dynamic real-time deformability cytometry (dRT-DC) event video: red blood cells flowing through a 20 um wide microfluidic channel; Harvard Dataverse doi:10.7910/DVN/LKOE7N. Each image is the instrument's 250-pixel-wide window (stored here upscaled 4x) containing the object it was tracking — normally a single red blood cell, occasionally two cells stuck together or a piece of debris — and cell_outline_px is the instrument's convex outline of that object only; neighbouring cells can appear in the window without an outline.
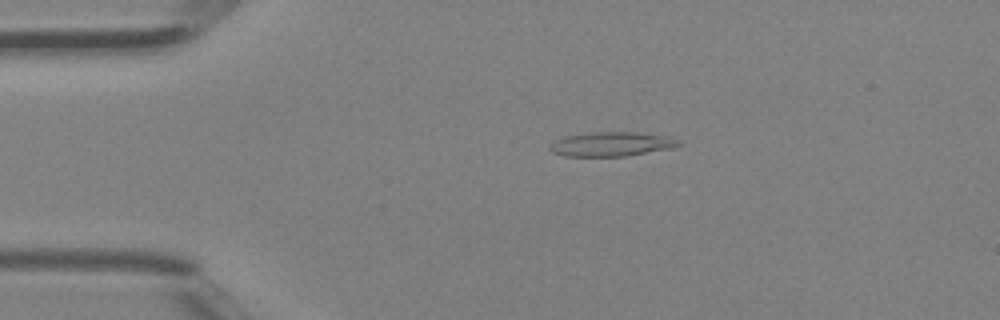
{"species": "Egyptian fruit bat (a non-hibernating species)", "species_latin": "Rousettus aegyptiacus", "temperature_condition": "room temperature", "stored_images_in_passage": 34, "camera_frame_rate_fps": 3000, "um_per_image_px": 0.085, "animal": {"sex": "female"}, "frame": {"image": 1, "passage_image": 1, "time_ms": 0.0, "image_size_px": [1000, 320], "cell_outline_px": [[680, 144], [672, 148], [628, 156], [564, 156], [552, 152], [548, 148], [548, 144], [564, 136], [596, 132], [636, 132], [664, 136], [676, 140]], "centroid_in_image_um": [51.9, 12.26], "position_along_channel_um": 33.1, "area_um2": 18.09}}
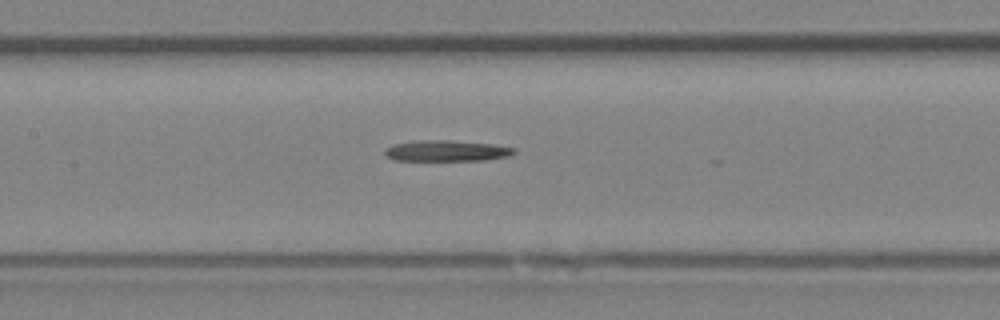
{"frame": {"image": 2, "passage_image": 12, "time_ms": 3.667, "image_size_px": [1000, 320], "cell_outline_px": [[516, 152], [512, 156], [484, 160], [392, 160], [384, 152], [388, 148], [396, 144], [412, 140], [448, 140], [492, 144], [516, 148]], "centroid_in_image_um": [38.02, 12.82], "position_along_channel_um": 169.4, "area_um2": 15.72}}
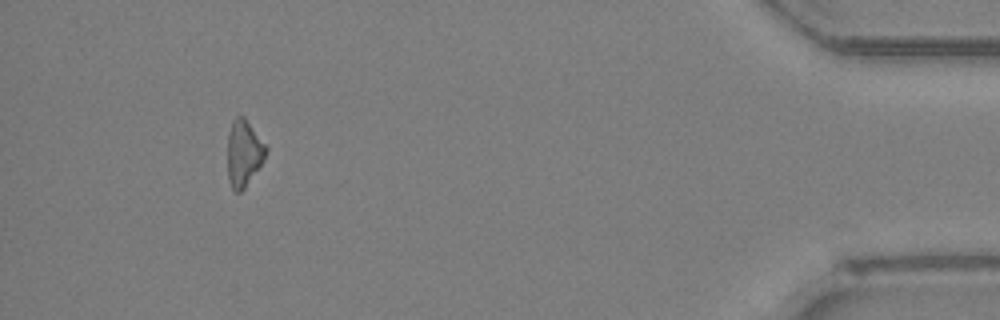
{"frame": {"image": 3, "passage_image": 31, "time_ms": 10.0, "image_size_px": [1000, 320], "cell_outline_px": [[268, 148], [264, 160], [244, 188], [240, 192], [236, 192], [232, 188], [228, 180], [228, 136], [232, 120], [236, 116], [244, 116]], "centroid_in_image_um": [20.72, 13.01], "position_along_channel_um": 414.5, "area_um2": 14.74}}